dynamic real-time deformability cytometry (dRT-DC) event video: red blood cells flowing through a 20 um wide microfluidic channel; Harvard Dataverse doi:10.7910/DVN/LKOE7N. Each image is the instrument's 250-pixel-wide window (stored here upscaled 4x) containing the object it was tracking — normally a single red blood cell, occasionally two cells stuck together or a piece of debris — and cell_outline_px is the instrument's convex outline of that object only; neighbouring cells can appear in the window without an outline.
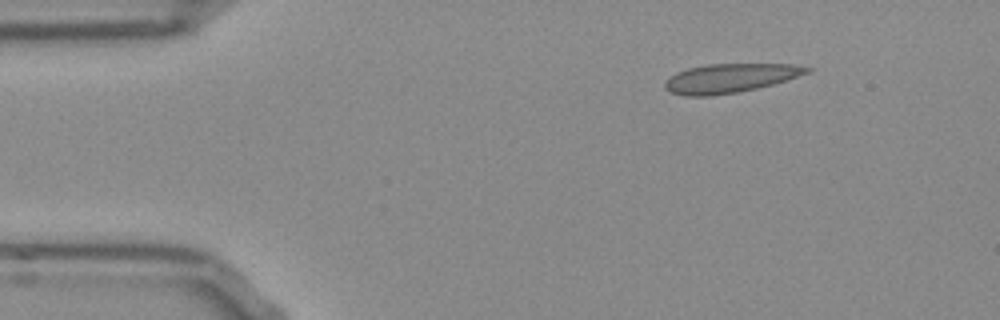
{"species": "Egyptian fruit bat (a non-hibernating species)", "species_latin": "Rousettus aegyptiacus", "temperature_condition": "room temperature", "stored_images_in_passage": 47, "camera_frame_rate_fps": 3000, "um_per_image_px": 0.085, "frame": {"image": 1, "passage_image": 1, "time_ms": 0.0, "image_size_px": [1000, 320], "cell_outline_px": [[812, 72], [772, 84], [756, 88], [736, 92], [712, 96], [684, 96], [672, 92], [664, 88], [664, 84], [668, 76], [676, 72], [688, 68], [708, 64], [792, 64], [812, 68]], "centroid_in_image_um": [62.03, 6.64], "position_along_channel_um": 23.0, "area_um2": 23.99}}
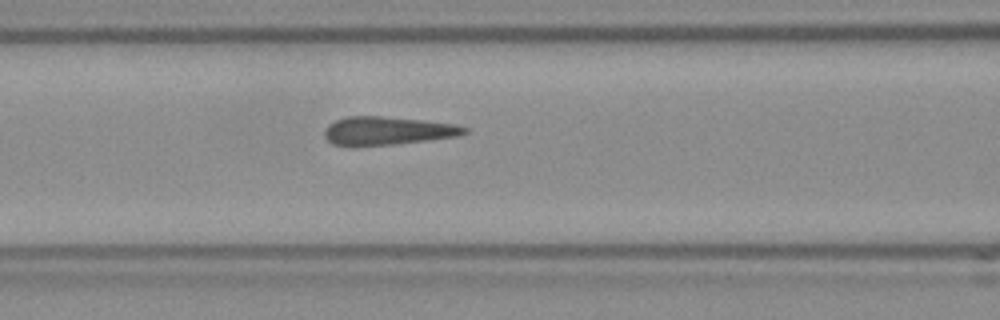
{"frame": {"image": 2, "passage_image": 15, "time_ms": 4.667, "image_size_px": [1000, 320], "cell_outline_px": [[468, 132], [456, 136], [428, 140], [392, 144], [352, 148], [348, 148], [332, 144], [324, 136], [324, 128], [328, 124], [336, 120], [348, 116], [380, 116], [420, 120], [456, 124], [468, 128]], "centroid_in_image_um": [32.84, 11.14], "position_along_channel_um": 133.8, "area_um2": 23.41}}
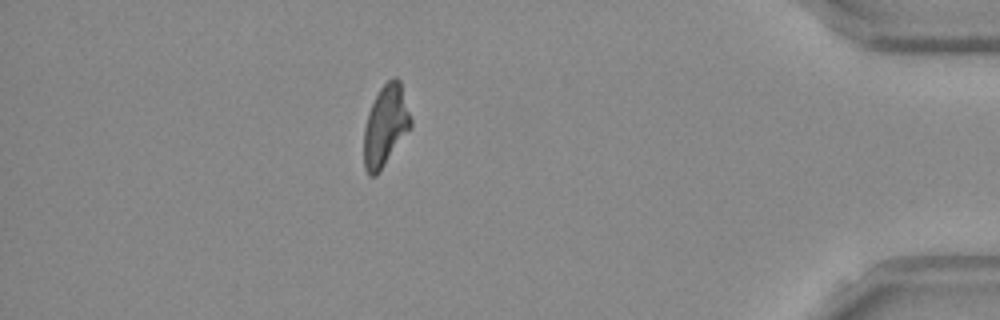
{"frame": {"image": 3, "passage_image": 40, "time_ms": 13.0, "image_size_px": [1000, 320], "cell_outline_px": [[412, 128], [376, 176], [368, 176], [364, 168], [364, 128], [368, 112], [380, 88], [392, 76], [396, 76], [400, 80], [412, 120]], "centroid_in_image_um": [32.78, 10.69], "position_along_channel_um": 402.4, "area_um2": 22.31}, "authors_computed_cell_mechanics": {"area_um2": 23.409, "velocity_mm_per_s": 3.8017, "shape_relaxation_time_tau1_ms": null, "shape_relaxation_time_tau2_ms": 0.8354, "deformation_change_tau1": null, "deformation_change_tau2": 0.0491}}